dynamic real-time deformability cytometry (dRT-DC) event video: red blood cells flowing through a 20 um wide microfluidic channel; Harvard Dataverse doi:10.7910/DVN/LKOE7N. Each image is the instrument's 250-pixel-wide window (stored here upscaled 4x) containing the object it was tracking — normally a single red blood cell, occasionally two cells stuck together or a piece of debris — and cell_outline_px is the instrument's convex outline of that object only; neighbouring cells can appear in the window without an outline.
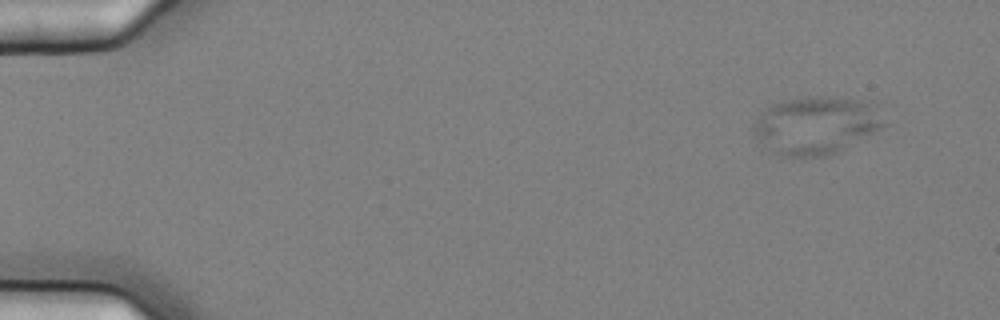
{"species": "common noctule bat (a hibernating species)", "species_latin": "Nyctalus noctula", "temperature_condition": "cold", "stored_images_in_passage": 7, "camera_frame_rate_fps": 3000, "um_per_image_px": 0.085, "animal": {"sex": "female", "body_mass_g": 25.1}, "frame": {"image": 1, "passage_image": 1, "time_ms": 0.0, "image_size_px": [1000, 320], "cell_outline_px": [[888, 124], [836, 152], [828, 156], [780, 156], [772, 152], [756, 132], [756, 124], [760, 112], [772, 104], [788, 100], [812, 96], [816, 96], [872, 100]], "centroid_in_image_um": [69.45, 10.62], "position_along_channel_um": 15.5, "area_um2": 43.23}}
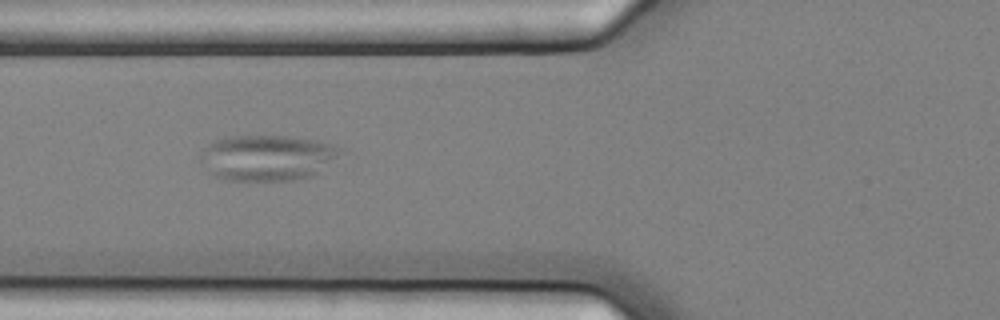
{"frame": {"image": 2, "passage_image": 6, "time_ms": 1.667, "image_size_px": [1000, 320], "cell_outline_px": [[344, 148], [320, 172], [312, 176], [292, 180], [224, 180], [216, 176], [200, 160], [200, 152], [208, 144], [216, 140], [232, 136], [292, 136], [316, 140]], "centroid_in_image_um": [22.72, 13.39], "position_along_channel_um": 103.1, "area_um2": 36.93}}
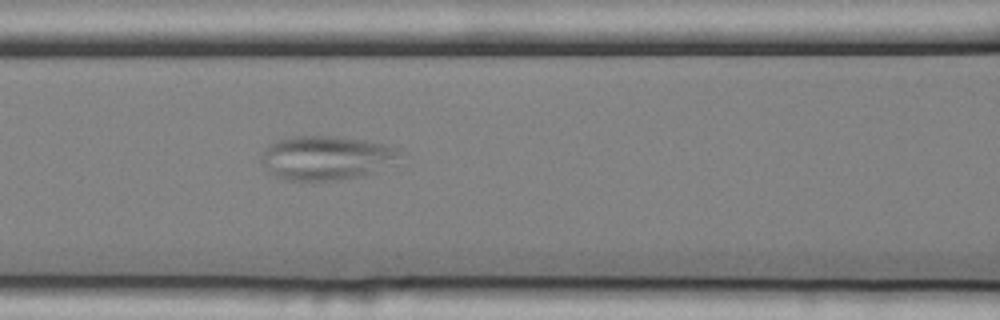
{"frame": {"image": 3, "passage_image": 7, "time_ms": 2.0, "image_size_px": [1000, 320], "cell_outline_px": [[400, 152], [372, 172], [364, 176], [336, 180], [300, 184], [276, 176], [268, 172], [260, 160], [260, 156], [264, 148], [268, 144], [276, 140], [292, 136], [340, 136], [364, 140], [384, 144], [400, 148]], "centroid_in_image_um": [27.56, 13.43], "position_along_channel_um": 139.0, "area_um2": 35.78}}